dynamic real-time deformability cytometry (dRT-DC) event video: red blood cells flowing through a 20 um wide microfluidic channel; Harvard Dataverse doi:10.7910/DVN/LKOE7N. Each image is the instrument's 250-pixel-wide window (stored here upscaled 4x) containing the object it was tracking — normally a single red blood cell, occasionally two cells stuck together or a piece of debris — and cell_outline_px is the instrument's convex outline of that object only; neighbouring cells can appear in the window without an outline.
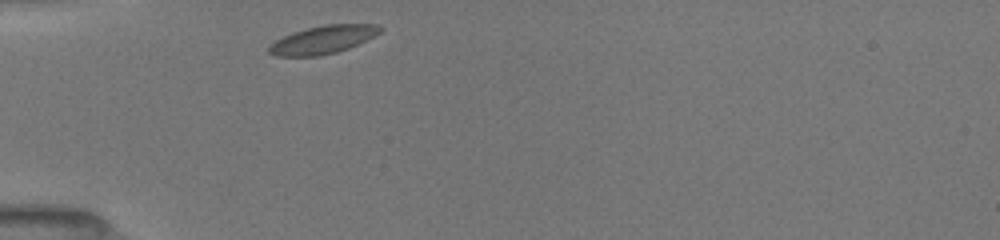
{"species": "common noctule bat (a hibernating species)", "species_latin": "Nyctalus noctula", "temperature_condition": "room temperature", "stored_images_in_passage": 30, "camera_frame_rate_fps": 3000, "um_per_image_px": 0.085, "animal": {"sex": "female", "body_mass_g": 19.5, "forearm_length_mm": 54.1}, "frame": {"image": 1, "passage_image": 1, "time_ms": 0.0, "image_size_px": [1000, 240], "cell_outline_px": [[384, 28], [380, 32], [348, 48], [336, 52], [320, 56], [276, 56], [268, 52], [268, 48], [276, 40], [292, 32], [324, 24], [380, 24]], "centroid_in_image_um": [27.45, 3.36], "position_along_channel_um": 57.6, "area_um2": 17.98}}
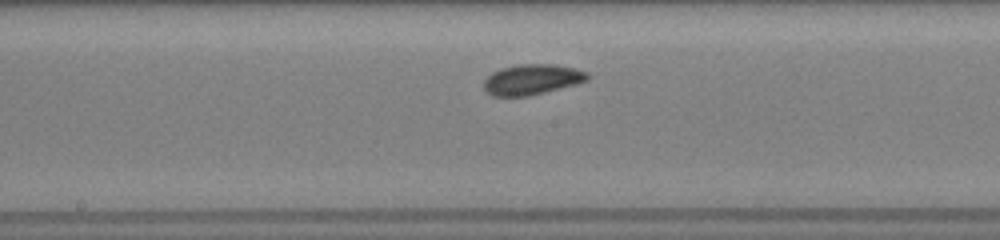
{"frame": {"image": 2, "passage_image": 13, "time_ms": 4.0, "image_size_px": [1000, 240], "cell_outline_px": [[592, 76], [588, 80], [576, 84], [528, 96], [492, 96], [484, 88], [484, 80], [492, 72], [500, 68], [520, 64], [556, 64], [576, 68], [588, 72]], "centroid_in_image_um": [45.26, 6.74], "position_along_channel_um": 202.9, "area_um2": 18.5}}
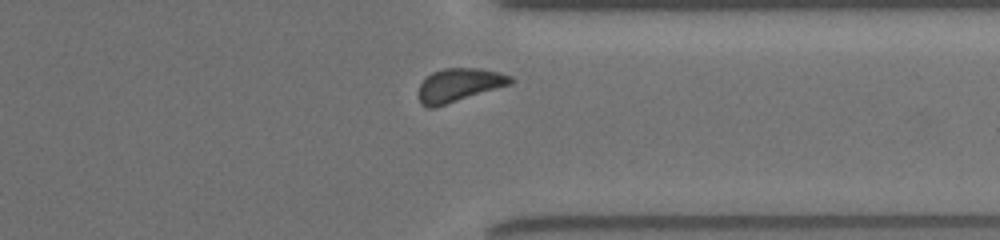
{"frame": {"image": 3, "passage_image": 26, "time_ms": 8.333, "image_size_px": [1000, 240], "cell_outline_px": [[516, 80], [512, 84], [436, 108], [428, 108], [420, 104], [420, 84], [432, 72], [444, 68], [480, 68], [500, 72], [512, 76]], "centroid_in_image_um": [39.08, 7.24], "position_along_channel_um": 372.3, "area_um2": 18.15}}